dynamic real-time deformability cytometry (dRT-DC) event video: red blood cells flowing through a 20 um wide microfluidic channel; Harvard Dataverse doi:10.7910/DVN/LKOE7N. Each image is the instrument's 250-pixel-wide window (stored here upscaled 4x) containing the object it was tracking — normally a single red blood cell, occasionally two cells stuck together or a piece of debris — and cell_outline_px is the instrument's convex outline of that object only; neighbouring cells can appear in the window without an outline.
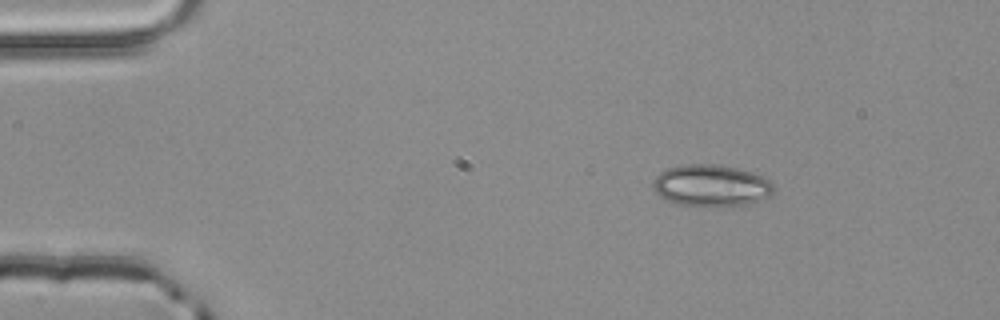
{"species": "common noctule bat (a hibernating species)", "species_latin": "Nyctalus noctula", "temperature_condition": "room temperature", "stored_images_in_passage": 2, "camera_frame_rate_fps": 3000, "um_per_image_px": 0.085, "animal": {"sex": "male", "body_mass_g": 20.4}, "frame": {"image": 1, "passage_image": 1, "time_ms": 0.0, "image_size_px": [1000, 320], "cell_outline_px": [[772, 192], [768, 196], [748, 204], [708, 208], [672, 204], [652, 192], [652, 180], [664, 168], [684, 164], [716, 164], [736, 168], [752, 172], [768, 180], [772, 184]], "centroid_in_image_um": [60.33, 15.8], "position_along_channel_um": 24.7, "area_um2": 30.0}}